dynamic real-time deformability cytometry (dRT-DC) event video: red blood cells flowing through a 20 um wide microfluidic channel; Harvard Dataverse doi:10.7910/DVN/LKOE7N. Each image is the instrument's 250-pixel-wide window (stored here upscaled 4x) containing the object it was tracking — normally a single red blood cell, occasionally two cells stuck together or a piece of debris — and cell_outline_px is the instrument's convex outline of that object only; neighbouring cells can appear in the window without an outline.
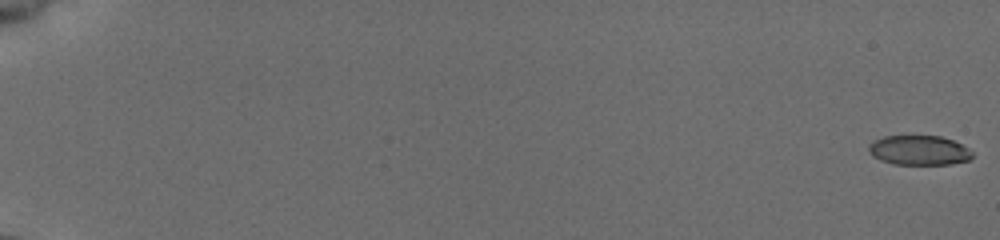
{"species": "common noctule bat (a hibernating species)", "species_latin": "Nyctalus noctula", "temperature_condition": "cold", "stored_images_in_passage": 55, "camera_frame_rate_fps": 3000, "um_per_image_px": 0.085, "animal": {"sex": "female", "body_mass_g": 19.5, "forearm_length_mm": 54.1}, "frame": {"image": 1, "passage_image": 1, "time_ms": 0.0, "image_size_px": [1000, 240], "cell_outline_px": [[972, 156], [968, 160], [948, 164], [896, 164], [880, 160], [872, 156], [868, 152], [868, 144], [872, 140], [884, 136], [940, 136], [952, 140], [968, 148], [972, 152]], "centroid_in_image_um": [78.06, 12.77], "position_along_channel_um": 6.9, "area_um2": 17.86}}
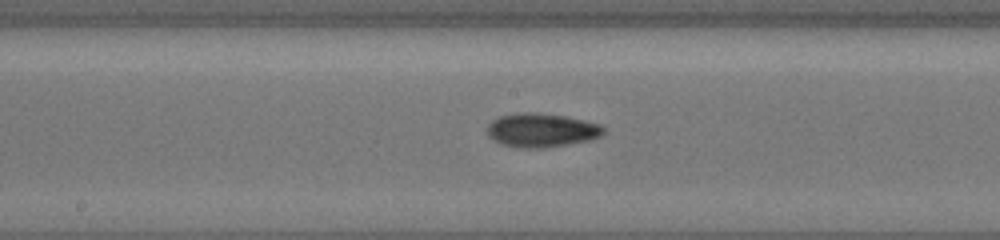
{"frame": {"image": 2, "passage_image": 32, "time_ms": 10.333, "image_size_px": [1000, 240], "cell_outline_px": [[604, 132], [600, 136], [588, 140], [568, 144], [544, 148], [520, 148], [500, 144], [488, 136], [488, 124], [492, 120], [500, 116], [516, 112], [536, 112], [568, 116], [600, 124], [604, 128]], "centroid_in_image_um": [46.01, 11.06], "position_along_channel_um": 202.2, "area_um2": 23.12}}
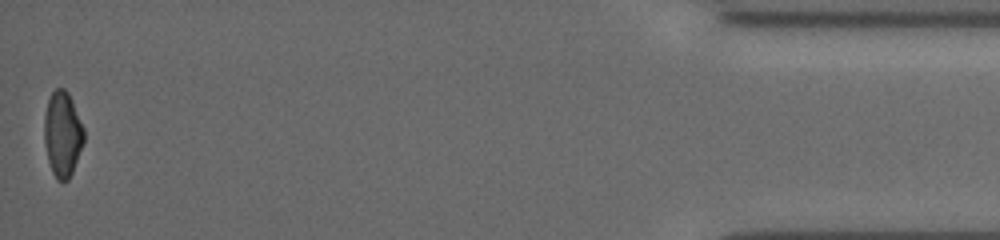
{"frame": {"image": 3, "passage_image": 55, "time_ms": 18.0, "image_size_px": [1000, 240], "cell_outline_px": [[84, 144], [72, 172], [68, 180], [56, 180], [52, 172], [48, 160], [44, 140], [44, 116], [48, 100], [52, 92], [56, 88], [64, 88], [68, 92], [72, 100], [84, 128]], "centroid_in_image_um": [5.32, 11.39], "position_along_channel_um": 429.9, "area_um2": 19.77}, "authors_computed_cell_mechanics": {"area_um2": 20.0566, "velocity_mm_per_s": 3.952, "shape_relaxation_time_tau1_ms": 3.4455, "shape_relaxation_time_tau2_ms": 8.0852, "deformation_change_tau1": 0.1302, "deformation_change_tau2": 0.1208}}